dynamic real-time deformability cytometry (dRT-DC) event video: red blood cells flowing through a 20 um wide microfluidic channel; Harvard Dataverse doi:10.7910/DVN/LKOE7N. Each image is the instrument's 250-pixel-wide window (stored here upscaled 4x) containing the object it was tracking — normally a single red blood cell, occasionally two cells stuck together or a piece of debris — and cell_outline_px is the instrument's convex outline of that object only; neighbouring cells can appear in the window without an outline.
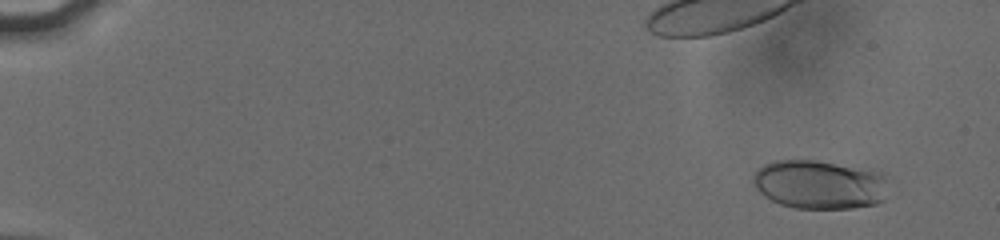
{"species": "human", "species_latin": "Homo sapiens", "temperature_condition": "cold", "stored_images_in_passage": 51, "camera_frame_rate_fps": 3000, "um_per_image_px": 0.085, "donor": {"sex": "male"}, "frame": {"image": 1, "passage_image": 5, "time_ms": 0.667, "image_size_px": [1000, 240], "cell_outline_px": [[884, 200], [876, 204], [852, 208], [796, 208], [780, 204], [764, 196], [752, 184], [752, 176], [764, 164], [776, 160], [816, 160], [884, 172]], "centroid_in_image_um": [69.62, 15.68], "position_along_channel_um": 15.4, "area_um2": 38.38}}
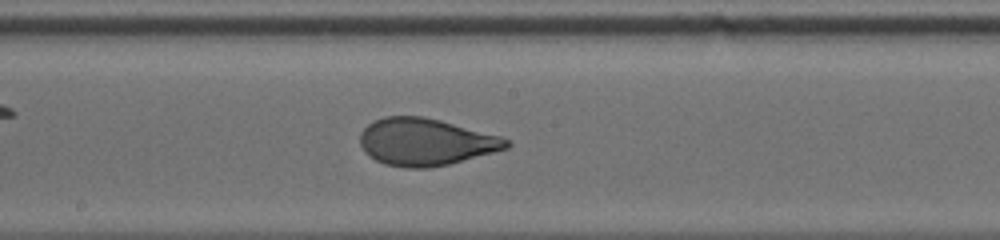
{"frame": {"image": 2, "passage_image": 38, "time_ms": 10.0, "image_size_px": [1000, 240], "cell_outline_px": [[512, 144], [508, 148], [448, 164], [428, 168], [404, 168], [384, 164], [368, 156], [364, 152], [360, 144], [360, 132], [372, 120], [384, 116], [424, 116], [504, 136]], "centroid_in_image_um": [36.16, 12.06], "position_along_channel_um": 212.0, "area_um2": 40.58}}
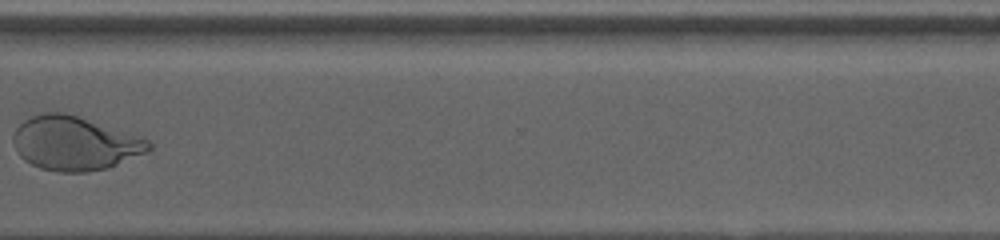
{"frame": {"image": 3, "passage_image": 47, "time_ms": 14.0, "image_size_px": [1000, 240], "cell_outline_px": [[152, 148], [144, 152], [108, 168], [88, 172], [60, 172], [40, 168], [24, 160], [16, 152], [12, 140], [12, 136], [16, 128], [24, 120], [32, 116], [44, 112], [64, 112], [144, 136], [152, 144]], "centroid_in_image_um": [6.34, 12.17], "position_along_channel_um": 364.3, "area_um2": 42.77}, "authors_computed_cell_mechanics": {"area_um2": 39.4774, "velocity_mm_per_s": 3.8205, "shape_relaxation_time_tau1_ms": 5.0076, "shape_relaxation_time_tau2_ms": null, "deformation_change_tau1": 0.1848, "deformation_change_tau2": null}}